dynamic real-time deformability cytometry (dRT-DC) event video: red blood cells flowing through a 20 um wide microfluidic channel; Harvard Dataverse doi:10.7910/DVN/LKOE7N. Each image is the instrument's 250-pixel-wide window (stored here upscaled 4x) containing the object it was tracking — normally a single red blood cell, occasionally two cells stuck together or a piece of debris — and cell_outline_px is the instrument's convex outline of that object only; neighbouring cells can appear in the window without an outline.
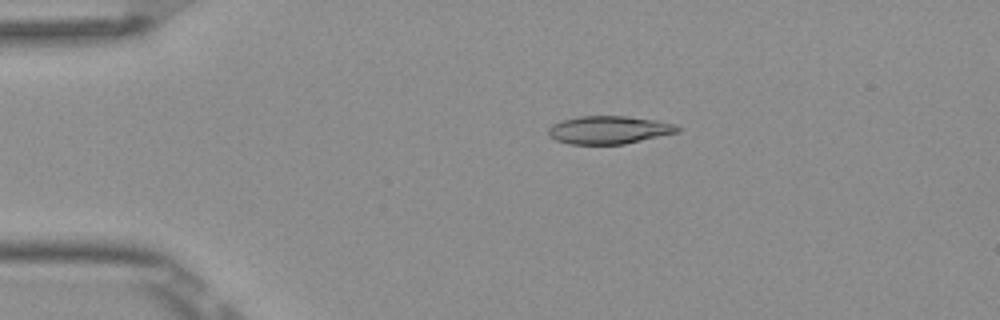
{"species": "Egyptian fruit bat (a non-hibernating species)", "species_latin": "Rousettus aegyptiacus", "temperature_condition": "room temperature", "stored_images_in_passage": 53, "camera_frame_rate_fps": 3000, "um_per_image_px": 0.085, "frame": {"image": 1, "passage_image": 11, "time_ms": 3.333, "image_size_px": [1000, 320], "cell_outline_px": [[680, 132], [624, 144], [568, 144], [556, 140], [548, 136], [548, 128], [552, 124], [560, 120], [576, 116], [624, 116], [656, 120], [676, 124], [680, 128]], "centroid_in_image_um": [51.74, 11.04], "position_along_channel_um": 33.3, "area_um2": 21.27}}
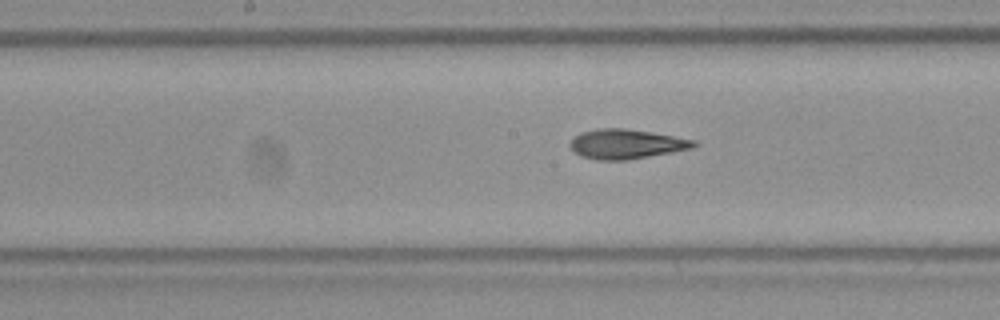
{"frame": {"image": 2, "passage_image": 27, "time_ms": 8.667, "image_size_px": [1000, 320], "cell_outline_px": [[696, 144], [692, 148], [672, 152], [628, 160], [596, 160], [580, 156], [568, 144], [580, 132], [596, 128], [624, 128], [652, 132], [696, 140]], "centroid_in_image_um": [53.21, 12.24], "position_along_channel_um": 195.0, "area_um2": 21.33}}
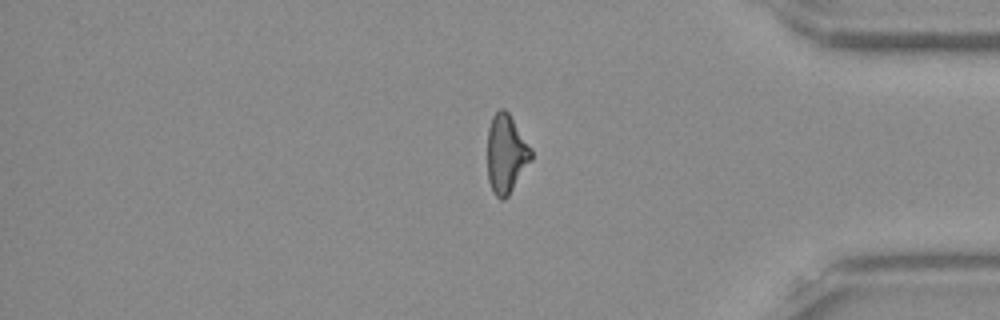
{"frame": {"image": 3, "passage_image": 44, "time_ms": 14.333, "image_size_px": [1000, 320], "cell_outline_px": [[532, 160], [508, 196], [504, 200], [500, 200], [492, 192], [488, 180], [488, 128], [492, 116], [500, 108], [504, 108], [508, 112], [532, 148]], "centroid_in_image_um": [43.02, 13.09], "position_along_channel_um": 392.2, "area_um2": 20.23}, "authors_computed_cell_mechanics": {"area_um2": 21.0392, "velocity_mm_per_s": 3.8877, "shape_relaxation_time_tau1_ms": 6.3567, "shape_relaxation_time_tau2_ms": 2.4146, "deformation_change_tau1": 0.204, "deformation_change_tau2": 0.1214}}